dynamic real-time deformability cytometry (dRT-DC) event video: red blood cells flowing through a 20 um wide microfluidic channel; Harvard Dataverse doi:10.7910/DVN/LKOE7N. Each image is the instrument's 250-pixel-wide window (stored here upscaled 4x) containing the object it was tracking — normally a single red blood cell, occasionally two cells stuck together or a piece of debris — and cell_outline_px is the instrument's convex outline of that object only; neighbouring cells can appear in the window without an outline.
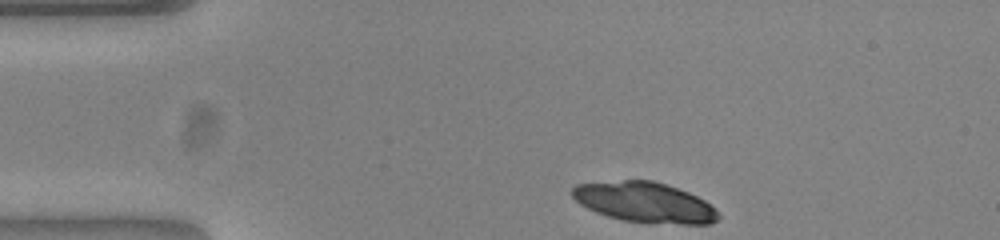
{"species": "common noctule bat (a hibernating species)", "species_latin": "Nyctalus noctula", "temperature_condition": "warm", "stored_images_in_passage": 38, "camera_frame_rate_fps": 3000, "um_per_image_px": 0.085, "animal": {"sex": "female", "body_mass_g": 23.0, "forearm_length_mm": 53.4}, "frame": {"image": 1, "passage_image": 1, "time_ms": 0.0, "image_size_px": [1000, 240], "cell_outline_px": [[720, 216], [716, 220], [708, 224], [680, 224], [620, 220], [596, 212], [580, 204], [572, 196], [572, 188], [576, 184], [624, 180], [652, 180], [688, 192], [704, 200], [716, 208]], "centroid_in_image_um": [54.8, 17.19], "position_along_channel_um": 30.2, "area_um2": 33.99}}